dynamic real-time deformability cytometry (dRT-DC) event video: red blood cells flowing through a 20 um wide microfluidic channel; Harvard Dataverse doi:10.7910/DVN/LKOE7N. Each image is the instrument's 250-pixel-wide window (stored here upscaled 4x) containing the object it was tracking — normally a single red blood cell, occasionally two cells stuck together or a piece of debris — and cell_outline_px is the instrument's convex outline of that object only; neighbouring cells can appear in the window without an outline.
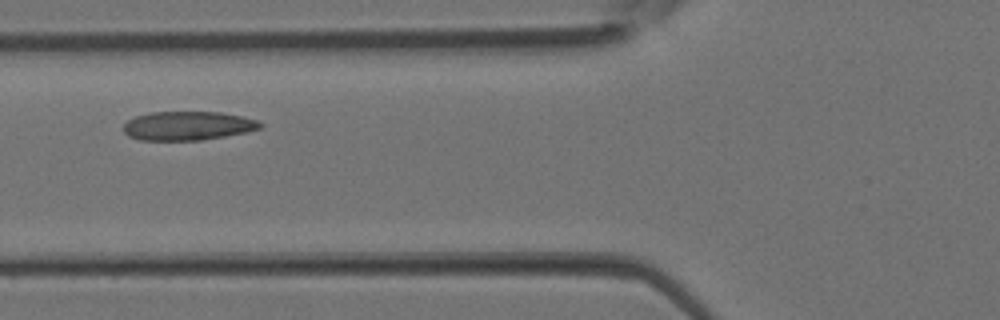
{"species": "Egyptian fruit bat (a non-hibernating species)", "species_latin": "Rousettus aegyptiacus", "temperature_condition": "room temperature", "stored_images_in_passage": 3, "camera_frame_rate_fps": 3000, "um_per_image_px": 0.085, "animal": {"sex": "female"}, "frame": {"image": 1, "passage_image": 3, "time_ms": 0.667, "image_size_px": [1000, 320], "cell_outline_px": [[264, 124], [260, 128], [244, 132], [224, 136], [200, 140], [140, 140], [128, 136], [124, 132], [124, 124], [128, 120], [136, 116], [148, 112], [220, 112], [240, 116], [256, 120]], "centroid_in_image_um": [15.92, 10.69], "position_along_channel_um": 109.9, "area_um2": 22.83}}